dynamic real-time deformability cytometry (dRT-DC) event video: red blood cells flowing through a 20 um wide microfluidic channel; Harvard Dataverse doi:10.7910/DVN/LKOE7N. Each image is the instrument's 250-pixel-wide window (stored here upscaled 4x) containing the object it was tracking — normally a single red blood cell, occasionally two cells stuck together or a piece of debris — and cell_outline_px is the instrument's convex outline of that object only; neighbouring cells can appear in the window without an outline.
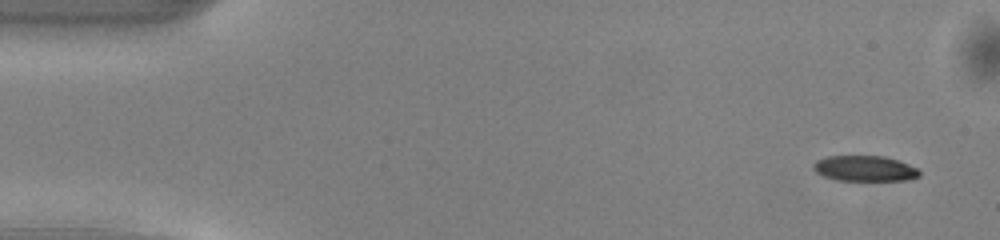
{"species": "common noctule bat (a hibernating species)", "species_latin": "Nyctalus noctula", "temperature_condition": "warm", "stored_images_in_passage": 48, "camera_frame_rate_fps": 3000, "um_per_image_px": 0.085, "animal": {"sex": "male", "body_mass_g": 13.0, "forearm_length_mm": 53.1}, "frame": {"image": 1, "passage_image": 1, "time_ms": 0.0, "image_size_px": [1000, 240], "cell_outline_px": [[920, 176], [912, 180], [836, 180], [824, 176], [816, 172], [812, 168], [812, 164], [816, 160], [828, 156], [884, 156], [908, 164], [916, 168], [920, 172]], "centroid_in_image_um": [73.49, 14.32], "position_along_channel_um": 11.5, "area_um2": 15.78}}
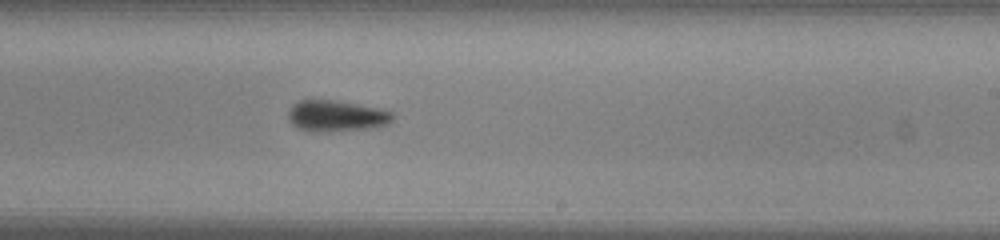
{"frame": {"image": 2, "passage_image": 28, "time_ms": 9.0, "image_size_px": [1000, 240], "cell_outline_px": [[396, 116], [388, 124], [376, 128], [300, 128], [292, 124], [288, 120], [288, 112], [292, 104], [300, 100], [332, 100], [356, 104], [376, 108], [392, 112]], "centroid_in_image_um": [28.63, 9.79], "position_along_channel_um": 260.4, "area_um2": 17.8}}
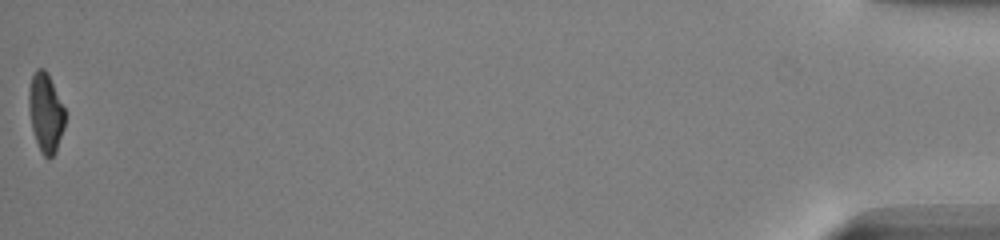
{"frame": {"image": 3, "passage_image": 48, "time_ms": 15.667, "image_size_px": [1000, 240], "cell_outline_px": [[68, 112], [64, 128], [56, 152], [48, 160], [40, 152], [32, 128], [28, 104], [28, 92], [32, 76], [36, 68], [44, 68], [48, 72]], "centroid_in_image_um": [3.92, 9.56], "position_along_channel_um": 431.3, "area_um2": 17.28}, "authors_computed_cell_mechanics": {"area_um2": 18.1492, "velocity_mm_per_s": 4.1374, "shape_relaxation_time_tau1_ms": 4.4643, "shape_relaxation_time_tau2_ms": null, "deformation_change_tau1": 0.1535, "deformation_change_tau2": null}}